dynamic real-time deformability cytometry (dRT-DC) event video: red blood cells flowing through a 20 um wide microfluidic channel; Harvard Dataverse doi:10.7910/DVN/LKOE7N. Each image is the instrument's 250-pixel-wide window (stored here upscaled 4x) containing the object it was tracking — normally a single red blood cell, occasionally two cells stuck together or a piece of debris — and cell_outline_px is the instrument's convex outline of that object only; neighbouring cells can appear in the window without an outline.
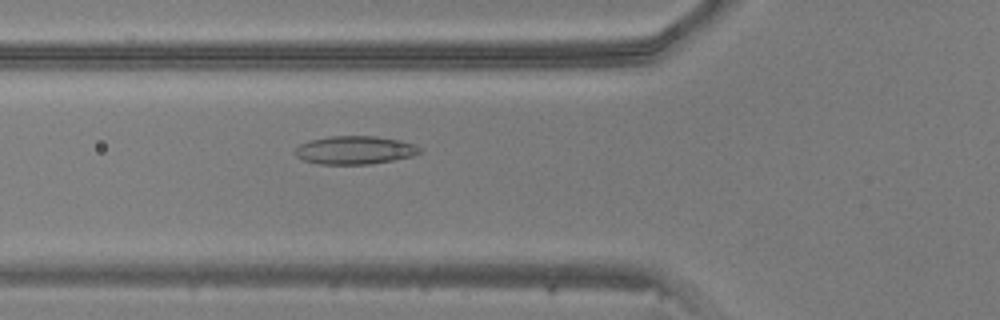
{"species": "common noctule bat (a hibernating species)", "species_latin": "Nyctalus noctula", "temperature_condition": "warm", "stored_images_in_passage": 45, "camera_frame_rate_fps": 3000, "um_per_image_px": 0.085, "animal": {"sex": "male", "body_mass_g": 20.5, "forearm_length_mm": 52.5}, "frame": {"image": 1, "passage_image": 18, "time_ms": 5.667, "image_size_px": [1000, 320], "cell_outline_px": [[424, 152], [412, 156], [372, 164], [320, 164], [304, 160], [296, 156], [292, 152], [300, 144], [308, 140], [328, 136], [376, 136], [400, 140], [416, 144]], "centroid_in_image_um": [30.16, 12.75], "position_along_channel_um": 95.6, "area_um2": 20.75}}
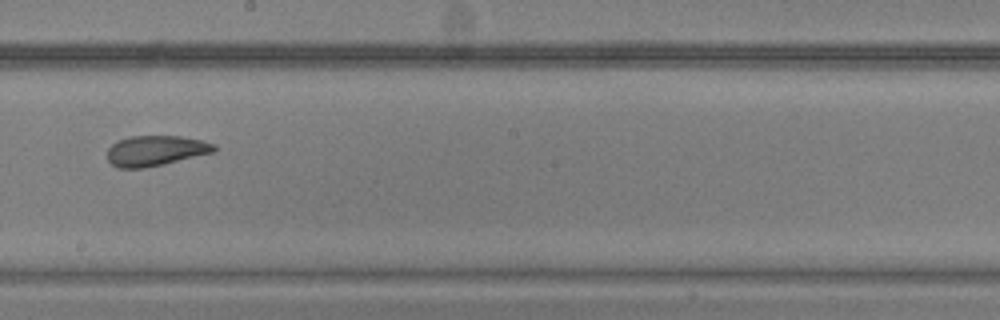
{"frame": {"image": 2, "passage_image": 28, "time_ms": 9.0, "image_size_px": [1000, 320], "cell_outline_px": [[216, 152], [164, 164], [144, 168], [120, 168], [112, 164], [108, 160], [108, 148], [112, 144], [128, 136], [180, 136], [200, 140], [216, 144]], "centroid_in_image_um": [13.25, 12.81], "position_along_channel_um": 234.9, "area_um2": 18.9}}
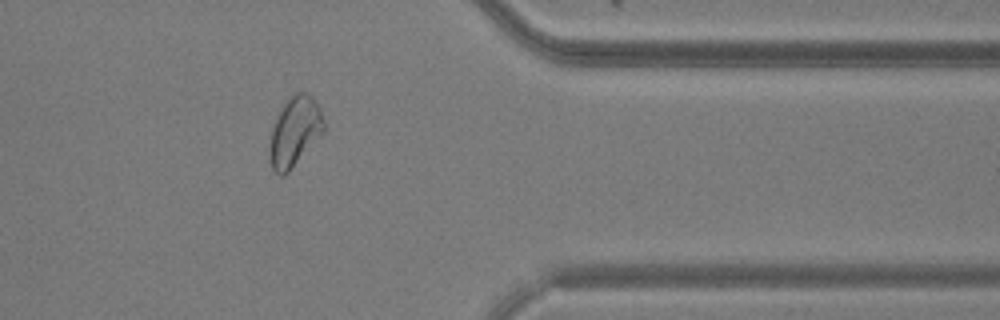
{"frame": {"image": 3, "passage_image": 40, "time_ms": 13.0, "image_size_px": [1000, 320], "cell_outline_px": [[324, 132], [288, 172], [284, 176], [280, 176], [272, 168], [268, 152], [268, 148], [272, 128], [276, 116], [280, 108], [288, 96], [292, 92], [308, 92], [312, 96], [320, 108], [324, 120]], "centroid_in_image_um": [25.03, 11.15], "position_along_channel_um": 386.4, "area_um2": 22.31}}